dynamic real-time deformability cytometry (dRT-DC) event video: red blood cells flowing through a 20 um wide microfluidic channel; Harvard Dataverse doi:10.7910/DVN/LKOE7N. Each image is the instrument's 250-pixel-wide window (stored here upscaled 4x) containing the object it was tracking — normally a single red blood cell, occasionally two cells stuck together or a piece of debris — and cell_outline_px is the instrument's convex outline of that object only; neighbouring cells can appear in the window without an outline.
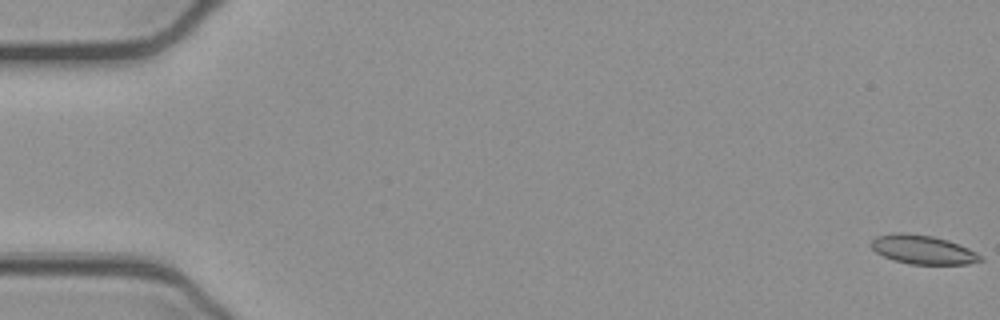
{"species": "common noctule bat (a hibernating species)", "species_latin": "Nyctalus noctula", "temperature_condition": "cold", "stored_images_in_passage": 54, "camera_frame_rate_fps": 3000, "um_per_image_px": 0.085, "animal": {"sex": "female", "body_mass_g": 21.9}, "frame": {"image": 1, "passage_image": 1, "time_ms": 0.0, "image_size_px": [1000, 320], "cell_outline_px": [[984, 260], [968, 264], [912, 264], [896, 260], [884, 256], [876, 252], [868, 244], [876, 236], [896, 232], [904, 232], [932, 236], [948, 240], [968, 248], [976, 252]], "centroid_in_image_um": [78.42, 21.21], "position_along_channel_um": 6.6, "area_um2": 18.32}}
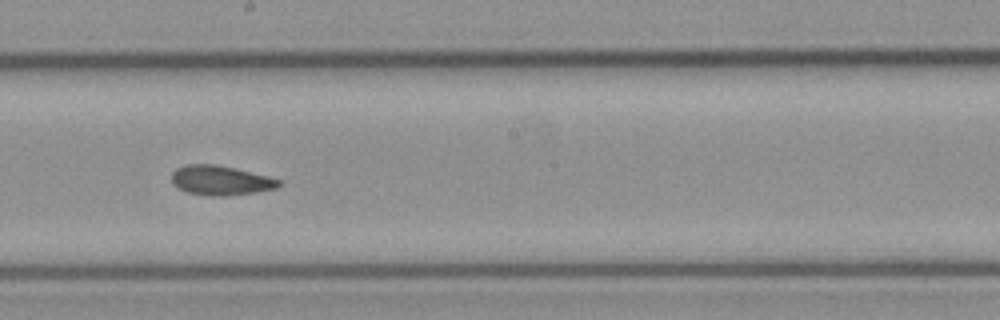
{"frame": {"image": 2, "passage_image": 30, "time_ms": 9.667, "image_size_px": [1000, 320], "cell_outline_px": [[280, 184], [276, 188], [256, 192], [224, 196], [208, 196], [188, 192], [176, 188], [172, 184], [172, 172], [176, 168], [184, 164], [216, 164], [268, 176], [280, 180]], "centroid_in_image_um": [18.7, 15.33], "position_along_channel_um": 229.5, "area_um2": 18.5}}
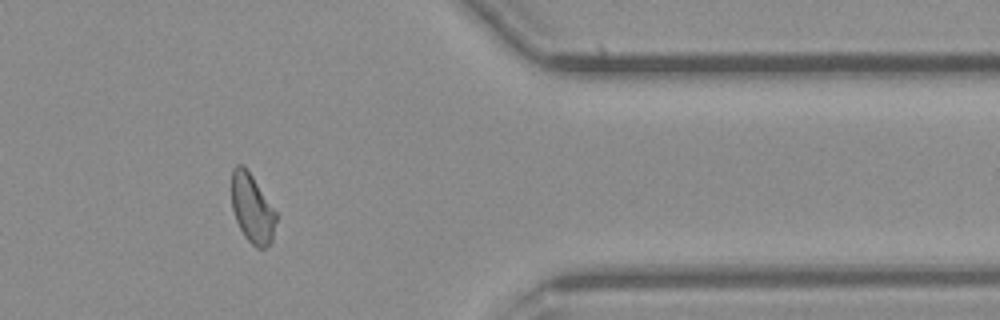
{"frame": {"image": 3, "passage_image": 44, "time_ms": 14.333, "image_size_px": [1000, 320], "cell_outline_px": [[276, 220], [272, 244], [264, 248], [256, 248], [244, 236], [236, 220], [232, 208], [232, 168], [236, 164], [244, 164], [276, 212]], "centroid_in_image_um": [21.43, 17.73], "position_along_channel_um": 390.0, "area_um2": 17.86}, "authors_computed_cell_mechanics": {"area_um2": 18.785, "velocity_mm_per_s": 3.8924, "shape_relaxation_time_tau1_ms": null, "shape_relaxation_time_tau2_ms": 2.9274, "deformation_change_tau1": null, "deformation_change_tau2": 0.0925}}